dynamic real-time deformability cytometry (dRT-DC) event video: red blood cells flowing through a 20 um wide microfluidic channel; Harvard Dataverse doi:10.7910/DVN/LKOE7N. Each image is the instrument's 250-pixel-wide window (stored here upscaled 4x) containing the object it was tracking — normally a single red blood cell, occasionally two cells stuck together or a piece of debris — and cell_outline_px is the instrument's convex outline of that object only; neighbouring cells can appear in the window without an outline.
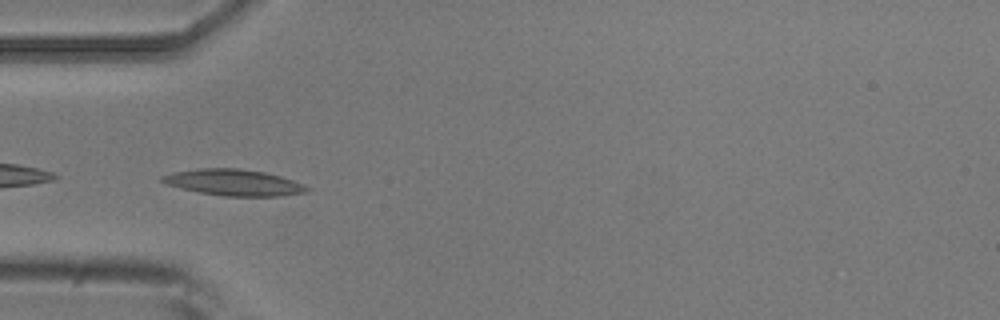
{"species": "common noctule bat (a hibernating species)", "species_latin": "Nyctalus noctula", "temperature_condition": "room temperature", "stored_images_in_passage": 33, "camera_frame_rate_fps": 3000, "um_per_image_px": 0.085, "animal": {"sex": "male", "body_mass_g": 20.5, "forearm_length_mm": 52.5}, "frame": {"image": 1, "passage_image": 1, "time_ms": 0.0, "image_size_px": [1000, 320], "cell_outline_px": [[312, 188], [308, 192], [284, 196], [224, 196], [200, 192], [180, 188], [168, 184], [160, 180], [160, 176], [172, 172], [196, 168], [236, 168], [264, 172], [280, 176], [292, 180]], "centroid_in_image_um": [19.88, 15.51], "position_along_channel_um": 65.1, "area_um2": 22.2}}
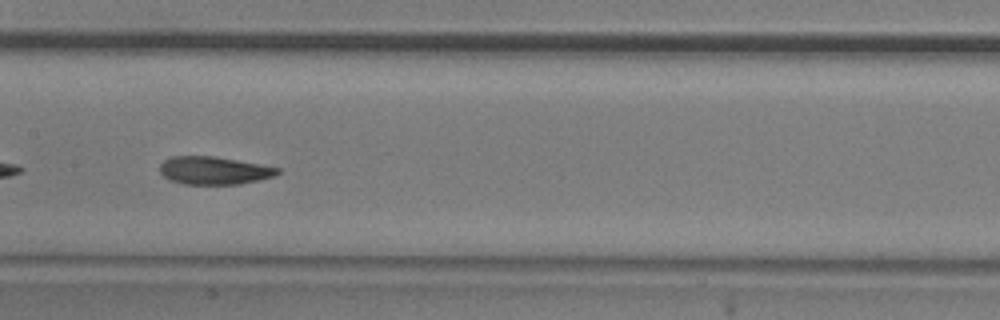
{"frame": {"image": 2, "passage_image": 11, "time_ms": 3.333, "image_size_px": [1000, 320], "cell_outline_px": [[280, 172], [276, 176], [240, 184], [184, 184], [168, 180], [160, 172], [160, 164], [164, 160], [172, 156], [212, 156], [236, 160], [280, 168]], "centroid_in_image_um": [18.17, 14.5], "position_along_channel_um": 189.2, "area_um2": 19.07}}
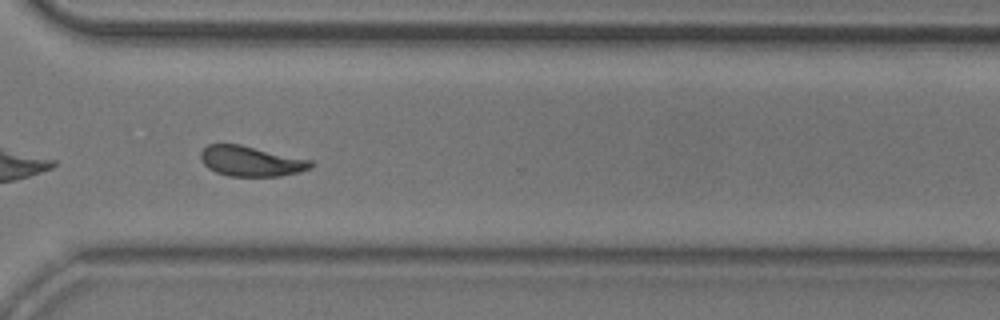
{"frame": {"image": 3, "passage_image": 24, "time_ms": 7.667, "image_size_px": [1000, 320], "cell_outline_px": [[316, 164], [312, 168], [300, 172], [280, 176], [228, 176], [216, 172], [208, 168], [200, 160], [200, 152], [208, 144], [240, 144], [312, 160]], "centroid_in_image_um": [21.36, 13.7], "position_along_channel_um": 349.2, "area_um2": 19.59}, "authors_computed_cell_mechanics": {"area_um2": 19.2474, "velocity_mm_per_s": 3.7034, "shape_relaxation_time_tau1_ms": 3.6117, "shape_relaxation_time_tau2_ms": 2.239, "deformation_change_tau1": 0.1424, "deformation_change_tau2": 0.0924}}